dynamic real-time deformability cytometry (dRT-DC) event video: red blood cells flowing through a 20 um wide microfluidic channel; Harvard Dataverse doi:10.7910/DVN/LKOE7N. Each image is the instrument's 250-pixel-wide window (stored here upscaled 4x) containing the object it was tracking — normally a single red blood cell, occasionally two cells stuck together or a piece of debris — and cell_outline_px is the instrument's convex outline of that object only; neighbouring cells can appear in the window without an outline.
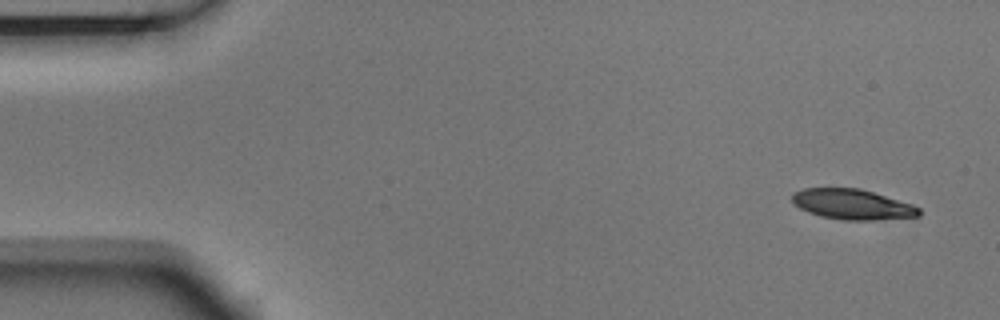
{"species": "Egyptian fruit bat (a non-hibernating species)", "species_latin": "Rousettus aegyptiacus", "temperature_condition": "room temperature", "stored_images_in_passage": 4, "camera_frame_rate_fps": 3000, "um_per_image_px": 0.085, "animal": {"sex": "male"}, "frame": {"image": 1, "passage_image": 1, "time_ms": 0.0, "image_size_px": [1000, 320], "cell_outline_px": [[920, 216], [872, 220], [844, 220], [820, 216], [808, 212], [800, 208], [792, 200], [792, 192], [804, 188], [860, 188], [912, 204], [920, 208]], "centroid_in_image_um": [72.44, 17.36], "position_along_channel_um": 12.6, "area_um2": 22.31}}
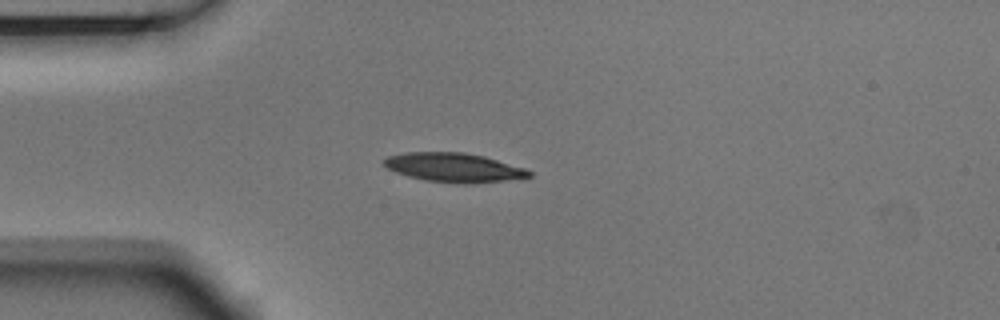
{"frame": {"image": 2, "passage_image": 4, "time_ms": 1.0, "image_size_px": [1000, 320], "cell_outline_px": [[532, 176], [504, 180], [472, 184], [464, 184], [424, 180], [408, 176], [396, 172], [388, 168], [384, 164], [384, 160], [388, 156], [404, 152], [464, 152], [484, 156], [524, 168], [532, 172]], "centroid_in_image_um": [38.56, 14.23], "position_along_channel_um": 46.4, "area_um2": 24.45}}